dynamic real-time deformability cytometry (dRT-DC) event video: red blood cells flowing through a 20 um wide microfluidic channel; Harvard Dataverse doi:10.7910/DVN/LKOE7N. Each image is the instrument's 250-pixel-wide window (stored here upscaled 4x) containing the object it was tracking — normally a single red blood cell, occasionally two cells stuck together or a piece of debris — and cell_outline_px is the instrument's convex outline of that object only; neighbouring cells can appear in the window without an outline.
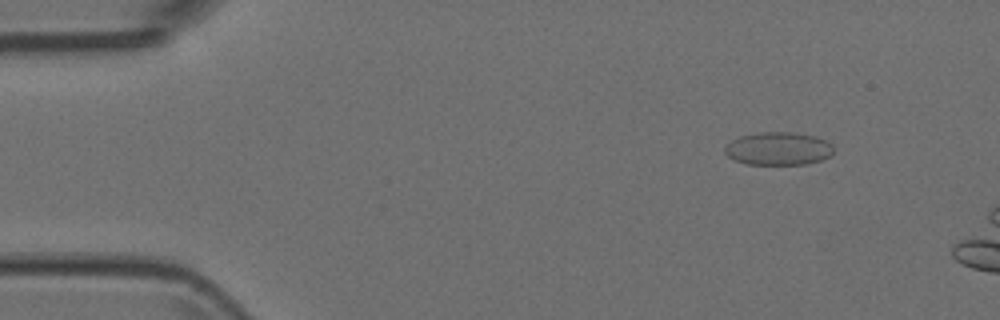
{"species": "Egyptian fruit bat (a non-hibernating species)", "species_latin": "Rousettus aegyptiacus", "temperature_condition": "room temperature", "stored_images_in_passage": 3, "camera_frame_rate_fps": 3000, "um_per_image_px": 0.085, "animal": {"sex": "female"}, "frame": {"image": 1, "passage_image": 1, "time_ms": 0.0, "image_size_px": [1000, 320], "cell_outline_px": [[832, 156], [820, 160], [804, 164], [748, 164], [736, 160], [728, 156], [724, 152], [724, 148], [732, 140], [740, 136], [760, 132], [792, 132], [816, 136], [832, 144]], "centroid_in_image_um": [66.16, 12.63], "position_along_channel_um": 18.8, "area_um2": 20.81}}